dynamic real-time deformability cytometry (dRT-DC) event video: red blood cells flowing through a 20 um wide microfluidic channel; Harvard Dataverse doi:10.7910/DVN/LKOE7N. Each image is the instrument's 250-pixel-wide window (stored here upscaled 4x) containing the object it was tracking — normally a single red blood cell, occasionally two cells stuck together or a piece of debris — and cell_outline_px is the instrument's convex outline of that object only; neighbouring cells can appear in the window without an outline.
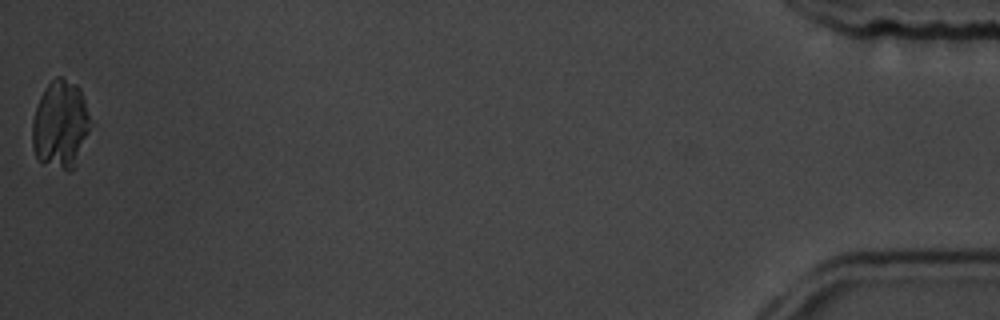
{"species": "common noctule bat (a hibernating species)", "species_latin": "Nyctalus noctula", "temperature_condition": "room temperature", "stored_images_in_passage": 40, "camera_frame_rate_fps": 3000, "um_per_image_px": 0.085, "animal": {"sex": "male", "body_mass_g": 19.5, "forearm_length_mm": 54.6}, "frame": {"image": 1, "passage_image": 40, "time_ms": 13.0, "image_size_px": [1000, 320], "cell_outline_px": [[96, 124], [72, 172], [68, 172], [44, 164], [36, 156], [32, 148], [32, 120], [40, 96], [44, 88], [56, 76], [60, 76], [76, 84], [80, 88]], "centroid_in_image_um": [5.22, 10.61], "position_along_channel_um": 430.0, "area_um2": 31.21}}